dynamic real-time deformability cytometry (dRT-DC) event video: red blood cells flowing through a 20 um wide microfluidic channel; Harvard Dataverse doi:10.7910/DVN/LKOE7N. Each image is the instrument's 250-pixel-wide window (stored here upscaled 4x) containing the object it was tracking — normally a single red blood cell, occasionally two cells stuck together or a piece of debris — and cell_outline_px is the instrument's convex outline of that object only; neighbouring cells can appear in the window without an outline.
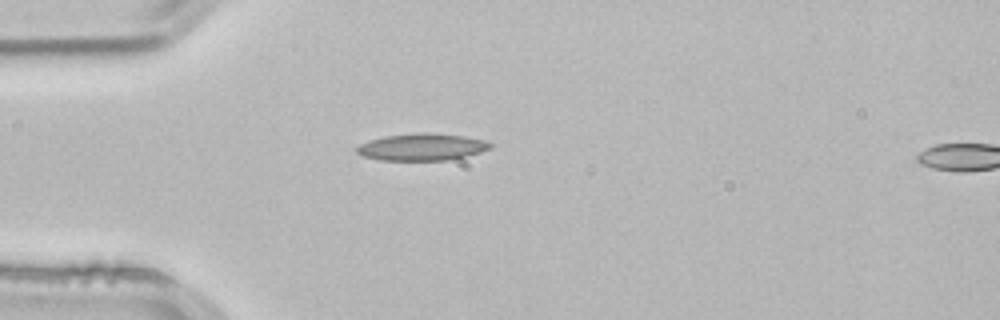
{"species": "common noctule bat (a hibernating species)", "species_latin": "Nyctalus noctula", "temperature_condition": "room temperature", "stored_images_in_passage": 3, "camera_frame_rate_fps": 3000, "um_per_image_px": 0.085, "animal": {"sex": "male", "body_mass_g": 21.5, "forearm_length_mm": 52.0}, "frame": {"image": 1, "passage_image": 1, "time_ms": 0.0, "image_size_px": [1000, 320], "cell_outline_px": [[492, 148], [480, 152], [448, 160], [380, 160], [360, 156], [356, 152], [356, 148], [360, 144], [384, 136], [416, 132], [424, 132], [464, 136], [484, 140], [492, 144]], "centroid_in_image_um": [35.84, 12.49], "position_along_channel_um": 49.2, "area_um2": 20.98}}